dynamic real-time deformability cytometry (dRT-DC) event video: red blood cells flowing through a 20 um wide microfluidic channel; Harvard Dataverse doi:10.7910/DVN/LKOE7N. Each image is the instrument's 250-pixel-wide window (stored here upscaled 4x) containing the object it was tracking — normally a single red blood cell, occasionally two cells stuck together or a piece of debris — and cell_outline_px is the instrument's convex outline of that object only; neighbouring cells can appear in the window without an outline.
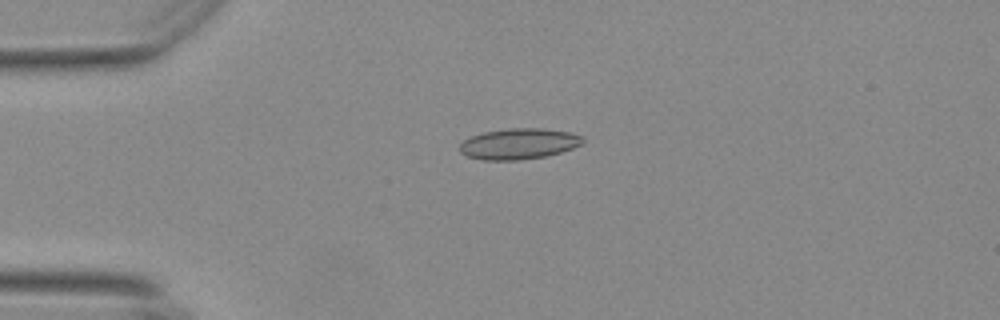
{"species": "Egyptian fruit bat (a non-hibernating species)", "species_latin": "Rousettus aegyptiacus", "temperature_condition": "warm", "stored_images_in_passage": 43, "camera_frame_rate_fps": 3000, "um_per_image_px": 0.085, "animal": {"sex": "female"}, "frame": {"image": 1, "passage_image": 1, "time_ms": 0.0, "image_size_px": [1000, 320], "cell_outline_px": [[584, 140], [580, 144], [572, 148], [560, 152], [544, 156], [516, 160], [484, 160], [468, 156], [460, 152], [460, 144], [464, 140], [472, 136], [484, 132], [508, 128], [544, 128], [568, 132], [584, 136]], "centroid_in_image_um": [44.1, 12.21], "position_along_channel_um": 40.9, "area_um2": 21.91}}
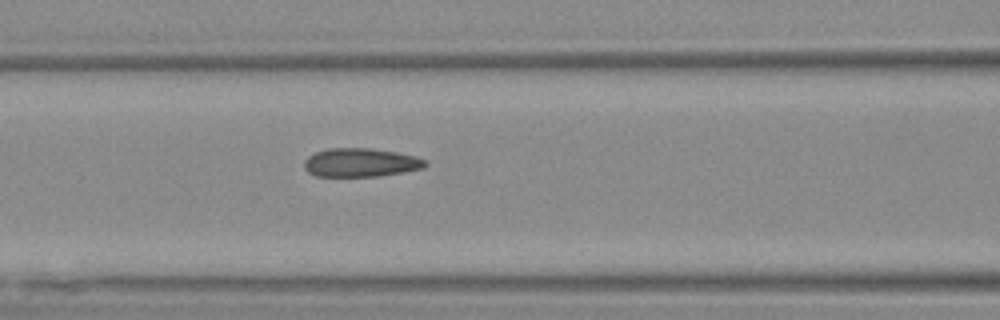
{"frame": {"image": 2, "passage_image": 11, "time_ms": 3.333, "image_size_px": [1000, 320], "cell_outline_px": [[428, 164], [424, 168], [376, 176], [316, 176], [308, 172], [304, 168], [304, 160], [308, 156], [316, 152], [328, 148], [372, 148], [396, 152], [416, 156], [424, 160]], "centroid_in_image_um": [30.63, 13.81], "position_along_channel_um": 136.0, "area_um2": 20.11}}
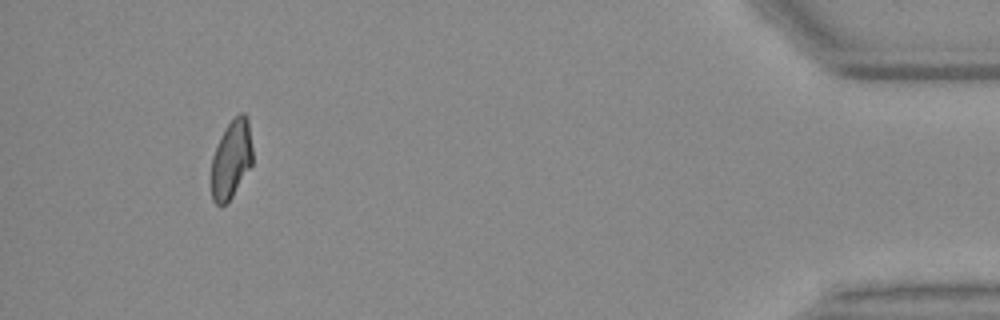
{"frame": {"image": 3, "passage_image": 39, "time_ms": 12.667, "image_size_px": [1000, 320], "cell_outline_px": [[252, 164], [232, 196], [224, 204], [216, 204], [212, 200], [212, 156], [220, 136], [228, 124], [240, 112], [244, 112], [248, 120], [252, 148]], "centroid_in_image_um": [19.66, 13.51], "position_along_channel_um": 415.5, "area_um2": 18.55}, "authors_computed_cell_mechanics": {"area_um2": 20.0566, "velocity_mm_per_s": 3.721, "shape_relaxation_time_tau1_ms": null, "shape_relaxation_time_tau2_ms": 1.3035, "deformation_change_tau1": null, "deformation_change_tau2": 0.0683}}